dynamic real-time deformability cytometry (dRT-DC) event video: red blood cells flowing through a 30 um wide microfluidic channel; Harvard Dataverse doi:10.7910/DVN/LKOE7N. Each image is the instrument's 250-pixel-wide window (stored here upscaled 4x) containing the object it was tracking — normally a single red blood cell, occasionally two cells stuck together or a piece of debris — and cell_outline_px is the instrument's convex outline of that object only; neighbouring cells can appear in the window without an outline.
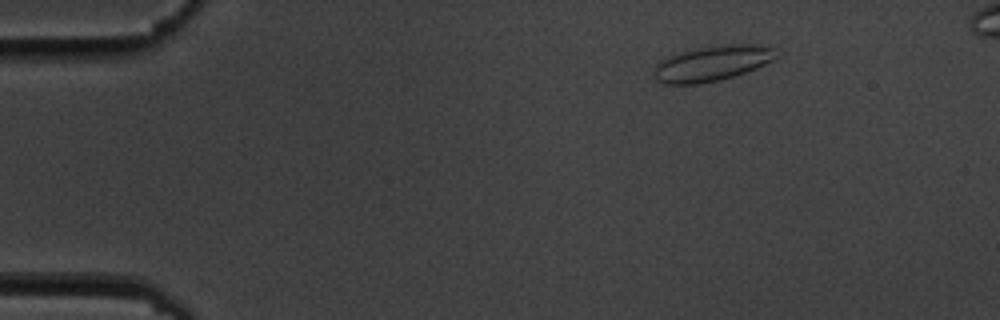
{"species": "common noctule bat (a hibernating species)", "species_latin": "Nyctalus noctula", "temperature_condition": "cold", "stored_images_in_passage": 6, "camera_frame_rate_fps": 3000, "um_per_image_px": 0.085, "animal": {"sex": "male", "body_mass_g": 19.5, "forearm_length_mm": 54.6}, "frame": {"image": 1, "passage_image": 3, "time_ms": 2.333, "image_size_px": [1000, 320], "cell_outline_px": [[776, 48], [772, 60], [756, 68], [720, 80], [696, 84], [660, 84], [656, 80], [656, 64], [660, 60], [668, 56], [680, 52], [696, 48], [720, 44], [760, 44]], "centroid_in_image_um": [60.51, 5.37], "position_along_channel_um": 24.5, "area_um2": 25.03}}